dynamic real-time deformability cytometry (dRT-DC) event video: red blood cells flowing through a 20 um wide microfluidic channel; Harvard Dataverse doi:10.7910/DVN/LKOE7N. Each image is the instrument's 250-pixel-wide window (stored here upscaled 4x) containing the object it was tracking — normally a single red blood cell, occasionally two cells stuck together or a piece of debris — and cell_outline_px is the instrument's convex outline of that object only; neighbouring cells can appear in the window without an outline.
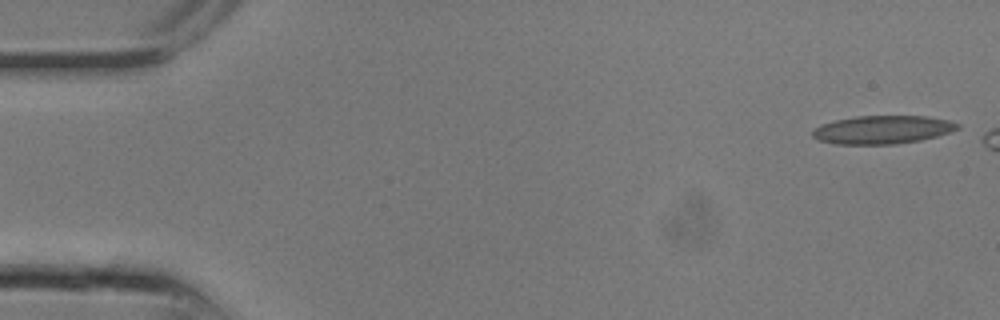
{"species": "common noctule bat (a hibernating species)", "species_latin": "Nyctalus noctula", "temperature_condition": "room temperature", "stored_images_in_passage": 6, "camera_frame_rate_fps": 3000, "um_per_image_px": 0.085, "animal": {"sex": "male", "body_mass_g": 13.3}, "frame": {"image": 1, "passage_image": 1, "time_ms": 0.0, "image_size_px": [1000, 320], "cell_outline_px": [[960, 128], [936, 136], [920, 140], [896, 144], [832, 144], [820, 140], [812, 136], [812, 132], [820, 124], [836, 120], [856, 116], [928, 116], [948, 120], [960, 124]], "centroid_in_image_um": [75.01, 11.02], "position_along_channel_um": 10.0, "area_um2": 23.81}}